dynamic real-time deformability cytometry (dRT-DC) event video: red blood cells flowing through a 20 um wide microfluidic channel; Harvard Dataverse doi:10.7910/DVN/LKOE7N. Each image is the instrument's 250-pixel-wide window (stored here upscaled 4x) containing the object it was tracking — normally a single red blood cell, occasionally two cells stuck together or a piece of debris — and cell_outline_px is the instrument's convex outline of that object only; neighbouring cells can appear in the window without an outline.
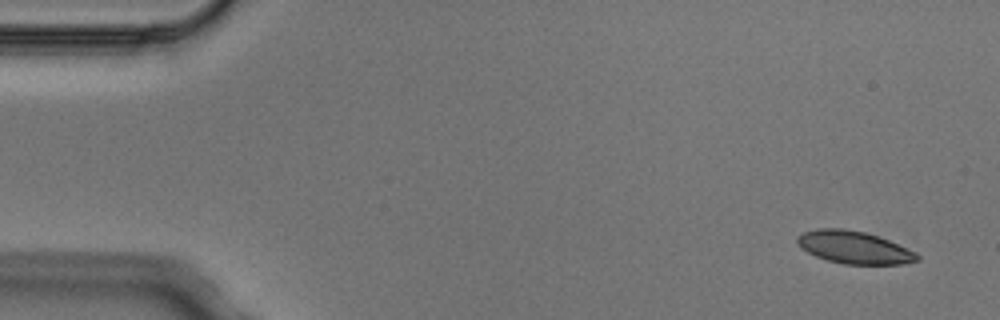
{"species": "Egyptian fruit bat (a non-hibernating species)", "species_latin": "Rousettus aegyptiacus", "temperature_condition": "cold", "stored_images_in_passage": 5, "camera_frame_rate_fps": 3000, "um_per_image_px": 0.085, "animal": {"sex": "male"}, "frame": {"image": 1, "passage_image": 1, "time_ms": 0.0, "image_size_px": [1000, 320], "cell_outline_px": [[920, 260], [900, 264], [844, 264], [828, 260], [816, 256], [808, 252], [796, 240], [796, 236], [804, 232], [816, 228], [844, 228], [864, 232], [888, 240], [916, 252], [920, 256]], "centroid_in_image_um": [72.61, 21.02], "position_along_channel_um": 12.4, "area_um2": 22.48}}
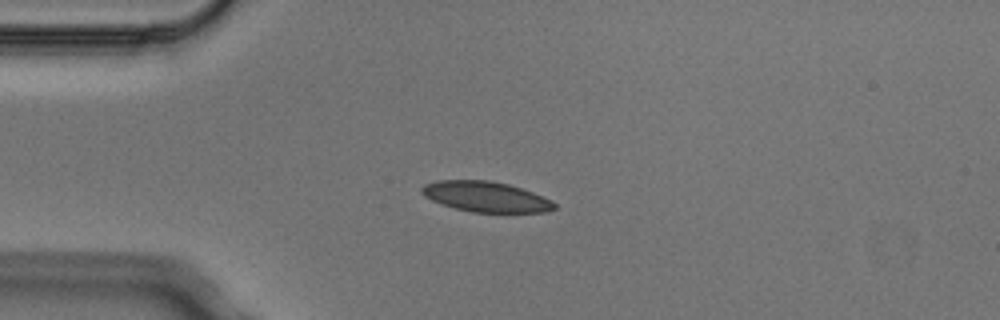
{"frame": {"image": 2, "passage_image": 4, "time_ms": 1.0, "image_size_px": [1000, 320], "cell_outline_px": [[556, 208], [544, 212], [472, 212], [456, 208], [432, 200], [424, 196], [420, 192], [420, 188], [424, 184], [436, 180], [492, 180], [508, 184], [532, 192], [552, 200], [556, 204]], "centroid_in_image_um": [41.28, 16.71], "position_along_channel_um": 43.7, "area_um2": 23.41}}
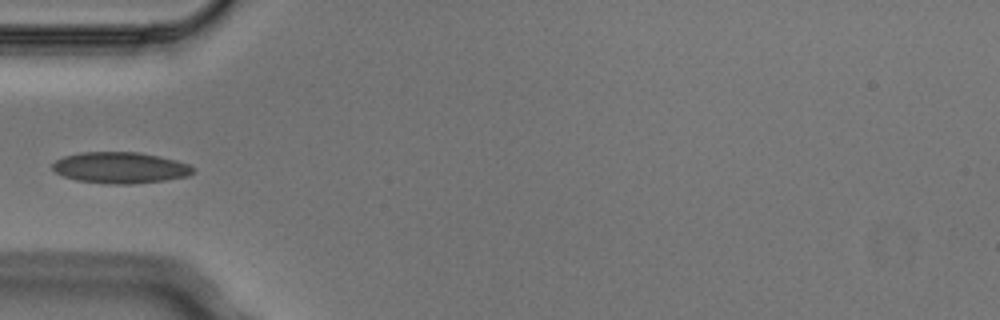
{"frame": {"image": 3, "passage_image": 5, "time_ms": 1.333, "image_size_px": [1000, 320], "cell_outline_px": [[196, 172], [188, 176], [164, 180], [132, 184], [112, 184], [76, 180], [64, 176], [56, 172], [52, 168], [52, 164], [56, 160], [64, 156], [80, 152], [136, 152], [160, 156], [176, 160], [188, 164], [196, 168]], "centroid_in_image_um": [10.25, 14.25], "position_along_channel_um": 74.7, "area_um2": 25.61}}